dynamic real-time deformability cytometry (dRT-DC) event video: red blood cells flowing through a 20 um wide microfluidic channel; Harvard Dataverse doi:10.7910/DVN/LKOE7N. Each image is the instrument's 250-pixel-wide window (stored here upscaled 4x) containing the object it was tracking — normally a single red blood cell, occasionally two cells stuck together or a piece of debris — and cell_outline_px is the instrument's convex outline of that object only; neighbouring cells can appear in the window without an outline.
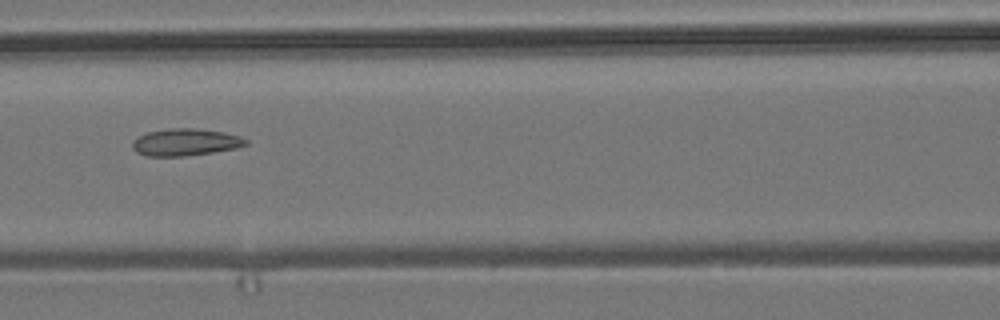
{"species": "common noctule bat (a hibernating species)", "species_latin": "Nyctalus noctula", "temperature_condition": "room temperature", "stored_images_in_passage": 8, "camera_frame_rate_fps": 3000, "um_per_image_px": 0.085, "animal": {"sex": "male", "body_mass_g": 19.2, "forearm_length_mm": 51.8}, "frame": {"image": 1, "passage_image": 7, "time_ms": 2.0, "image_size_px": [1000, 320], "cell_outline_px": [[248, 144], [236, 148], [212, 152], [184, 156], [144, 156], [136, 152], [132, 148], [132, 140], [148, 132], [168, 128], [196, 128], [224, 132], [240, 136], [248, 140]], "centroid_in_image_um": [15.75, 12.08], "position_along_channel_um": 150.9, "area_um2": 17.98}}
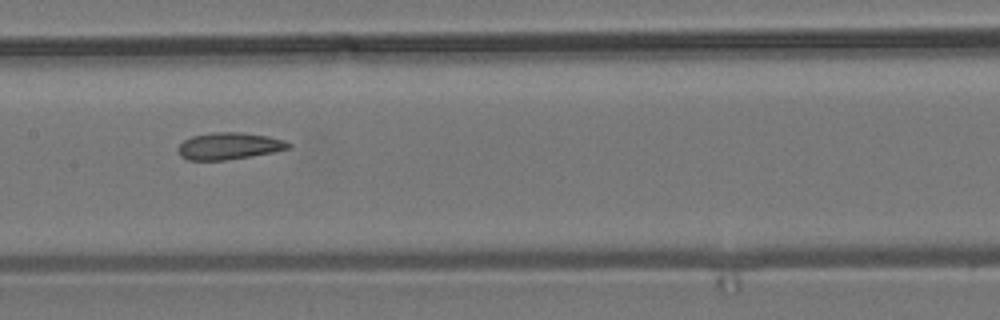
{"frame": {"image": 2, "passage_image": 8, "time_ms": 2.333, "image_size_px": [1000, 320], "cell_outline_px": [[292, 144], [288, 148], [272, 152], [224, 160], [188, 160], [180, 156], [176, 152], [176, 148], [184, 140], [192, 136], [212, 132], [240, 132], [268, 136], [284, 140]], "centroid_in_image_um": [19.4, 12.4], "position_along_channel_um": 188.0, "area_um2": 17.22}}